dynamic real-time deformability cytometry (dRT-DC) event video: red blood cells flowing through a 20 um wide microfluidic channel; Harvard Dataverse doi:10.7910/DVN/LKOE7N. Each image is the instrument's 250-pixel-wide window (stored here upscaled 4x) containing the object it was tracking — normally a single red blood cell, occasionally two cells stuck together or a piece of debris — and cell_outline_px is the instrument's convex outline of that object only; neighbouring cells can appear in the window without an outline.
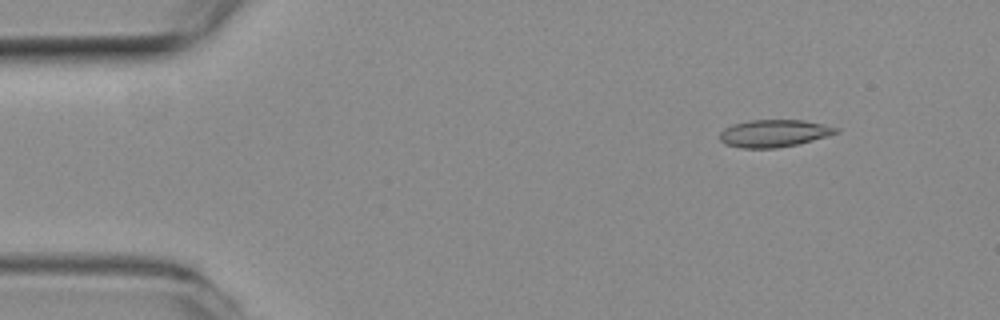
{"species": "common noctule bat (a hibernating species)", "species_latin": "Nyctalus noctula", "temperature_condition": "room temperature", "stored_images_in_passage": 53, "camera_frame_rate_fps": 3000, "um_per_image_px": 0.085, "animal": {"sex": "female", "body_mass_g": 19.3, "forearm_length_mm": 54.1}, "frame": {"image": 1, "passage_image": 6, "time_ms": 1.667, "image_size_px": [1000, 320], "cell_outline_px": [[840, 132], [812, 140], [796, 144], [776, 148], [740, 148], [724, 144], [720, 140], [720, 132], [724, 128], [732, 124], [748, 120], [804, 120], [840, 128]], "centroid_in_image_um": [65.76, 11.33], "position_along_channel_um": 19.2, "area_um2": 18.55}}
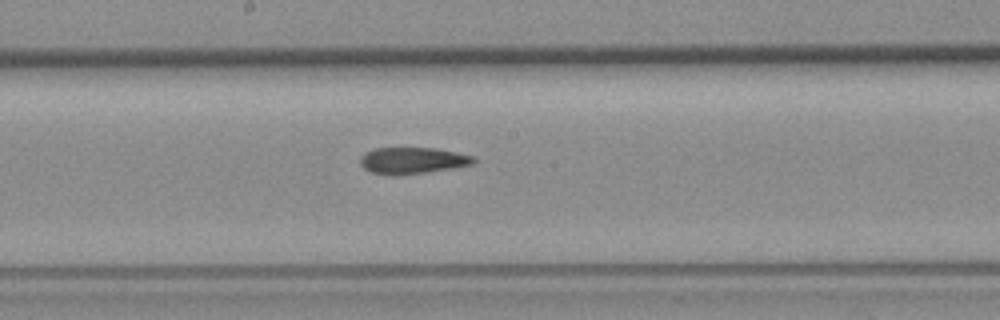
{"frame": {"image": 2, "passage_image": 29, "time_ms": 9.333, "image_size_px": [1000, 320], "cell_outline_px": [[476, 160], [472, 164], [452, 168], [396, 176], [372, 172], [364, 168], [360, 164], [360, 156], [364, 152], [372, 148], [436, 148], [456, 152], [472, 156]], "centroid_in_image_um": [35.01, 13.64], "position_along_channel_um": 213.2, "area_um2": 17.46}}
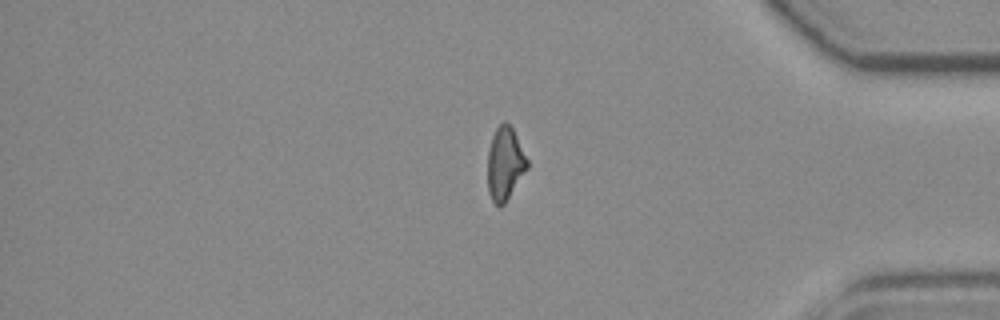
{"frame": {"image": 3, "passage_image": 46, "time_ms": 15.0, "image_size_px": [1000, 320], "cell_outline_px": [[528, 168], [504, 204], [500, 208], [492, 200], [488, 192], [488, 152], [492, 136], [496, 128], [504, 120], [512, 128], [528, 160]], "centroid_in_image_um": [42.91, 13.92], "position_along_channel_um": 392.3, "area_um2": 16.7}}